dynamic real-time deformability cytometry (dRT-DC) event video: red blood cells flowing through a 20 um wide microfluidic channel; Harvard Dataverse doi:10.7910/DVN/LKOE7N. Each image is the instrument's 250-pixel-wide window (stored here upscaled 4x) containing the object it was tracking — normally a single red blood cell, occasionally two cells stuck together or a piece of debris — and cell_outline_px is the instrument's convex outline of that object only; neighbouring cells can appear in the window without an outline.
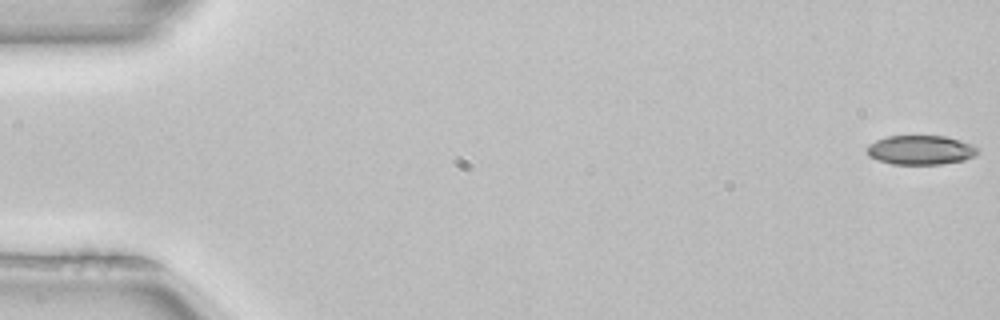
{"species": "common noctule bat (a hibernating species)", "species_latin": "Nyctalus noctula", "temperature_condition": "room temperature", "stored_images_in_passage": 45, "camera_frame_rate_fps": 3000, "um_per_image_px": 0.085, "animal": {"sex": "female", "body_mass_g": 22.7, "forearm_length_mm": 54.2}, "frame": {"image": 1, "passage_image": 1, "time_ms": 0.0, "image_size_px": [1000, 320], "cell_outline_px": [[980, 152], [976, 156], [964, 160], [940, 164], [892, 164], [876, 160], [868, 156], [868, 144], [876, 140], [888, 136], [944, 136], [972, 144], [980, 148]], "centroid_in_image_um": [78.28, 12.75], "position_along_channel_um": 6.7, "area_um2": 19.02}}
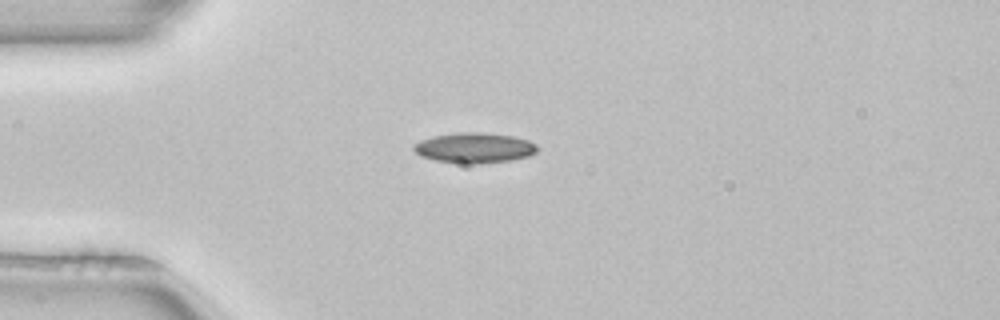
{"frame": {"image": 2, "passage_image": 14, "time_ms": 4.333, "image_size_px": [1000, 320], "cell_outline_px": [[540, 148], [536, 152], [528, 156], [512, 160], [472, 164], [464, 164], [436, 160], [420, 156], [412, 148], [412, 144], [420, 140], [432, 136], [460, 132], [480, 132], [512, 136], [528, 140], [536, 144]], "centroid_in_image_um": [40.31, 12.56], "position_along_channel_um": 44.7, "area_um2": 21.91}}
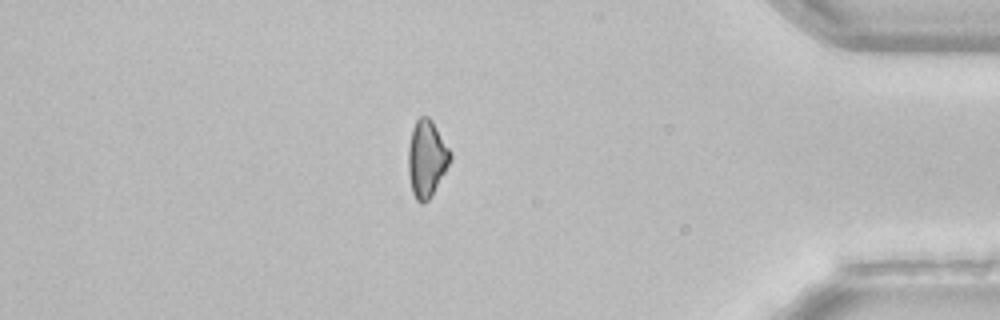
{"frame": {"image": 3, "passage_image": 45, "time_ms": 14.667, "image_size_px": [1000, 320], "cell_outline_px": [[452, 156], [432, 196], [428, 200], [420, 204], [416, 200], [412, 192], [408, 176], [408, 148], [412, 128], [416, 120], [420, 116], [428, 116], [432, 120], [452, 152]], "centroid_in_image_um": [36.25, 13.47], "position_along_channel_um": 398.9, "area_um2": 18.9}, "authors_computed_cell_mechanics": {"area_um2": 19.941, "velocity_mm_per_s": 3.9802, "shape_relaxation_time_tau1_ms": 11.2347, "shape_relaxation_time_tau2_ms": null, "deformation_change_tau1": 0.175, "deformation_change_tau2": null}}